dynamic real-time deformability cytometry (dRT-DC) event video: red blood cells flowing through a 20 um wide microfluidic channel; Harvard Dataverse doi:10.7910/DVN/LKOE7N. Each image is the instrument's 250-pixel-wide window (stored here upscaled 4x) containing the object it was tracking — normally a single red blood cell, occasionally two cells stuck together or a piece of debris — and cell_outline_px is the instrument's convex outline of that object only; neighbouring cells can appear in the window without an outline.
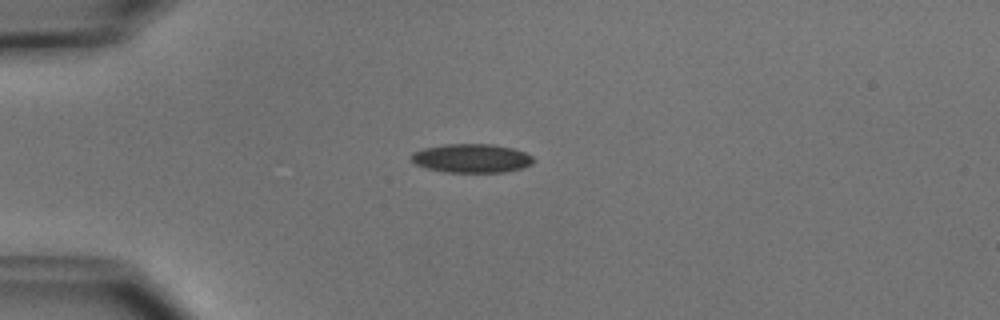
{"species": "common noctule bat (a hibernating species)", "species_latin": "Nyctalus noctula", "temperature_condition": "cold", "stored_images_in_passage": 3, "camera_frame_rate_fps": 3000, "um_per_image_px": 0.085, "animal": {"sex": "male", "body_mass_g": 15.6}, "frame": {"image": 1, "passage_image": 3, "time_ms": 2.667, "image_size_px": [1000, 320], "cell_outline_px": [[532, 164], [524, 168], [504, 172], [444, 172], [428, 168], [416, 164], [412, 160], [412, 152], [424, 148], [444, 144], [492, 144], [512, 148], [524, 152], [532, 156]], "centroid_in_image_um": [40.09, 13.45], "position_along_channel_um": 44.9, "area_um2": 20.4}}